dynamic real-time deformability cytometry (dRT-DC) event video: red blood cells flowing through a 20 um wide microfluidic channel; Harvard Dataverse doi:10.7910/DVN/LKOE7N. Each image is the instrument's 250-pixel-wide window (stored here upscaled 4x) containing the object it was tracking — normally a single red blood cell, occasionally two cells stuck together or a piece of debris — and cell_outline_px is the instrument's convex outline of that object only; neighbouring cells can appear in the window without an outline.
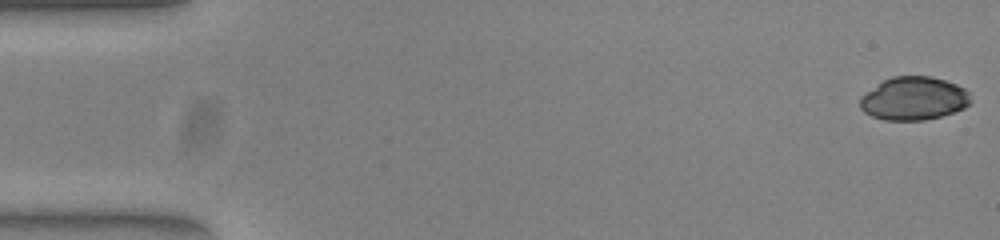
{"species": "common noctule bat (a hibernating species)", "species_latin": "Nyctalus noctula", "temperature_condition": "warm", "stored_images_in_passage": 52, "camera_frame_rate_fps": 3000, "um_per_image_px": 0.085, "animal": {"sex": "female", "body_mass_g": 23.0, "forearm_length_mm": 53.4}, "frame": {"image": 1, "passage_image": 1, "time_ms": 0.0, "image_size_px": [1000, 240], "cell_outline_px": [[972, 100], [964, 108], [940, 116], [924, 120], [884, 120], [872, 116], [864, 112], [860, 108], [860, 96], [884, 80], [892, 76], [928, 76], [944, 80], [956, 84], [964, 88], [968, 92]], "centroid_in_image_um": [77.66, 8.37], "position_along_channel_um": 7.3, "area_um2": 27.74}}
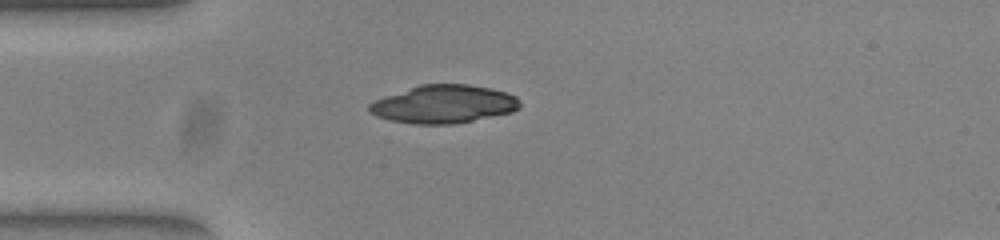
{"frame": {"image": 2, "passage_image": 14, "time_ms": 4.333, "image_size_px": [1000, 240], "cell_outline_px": [[520, 108], [512, 112], [452, 124], [412, 124], [392, 120], [376, 116], [368, 108], [368, 104], [376, 100], [420, 84], [468, 84], [488, 88], [504, 92], [516, 96], [520, 100]], "centroid_in_image_um": [37.73, 8.85], "position_along_channel_um": 47.3, "area_um2": 33.0}}